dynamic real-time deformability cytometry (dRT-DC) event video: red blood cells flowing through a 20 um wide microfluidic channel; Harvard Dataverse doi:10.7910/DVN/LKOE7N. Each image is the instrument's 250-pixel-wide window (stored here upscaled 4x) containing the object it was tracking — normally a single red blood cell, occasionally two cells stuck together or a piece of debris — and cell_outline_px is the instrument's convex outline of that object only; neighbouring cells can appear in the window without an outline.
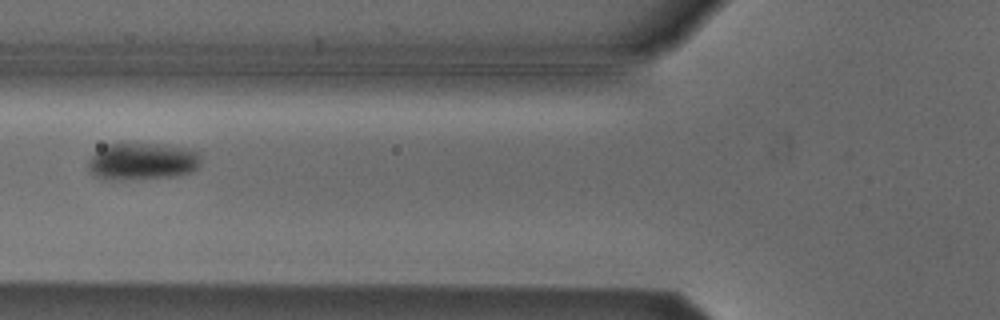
{"species": "Egyptian fruit bat (a non-hibernating species)", "species_latin": "Rousettus aegyptiacus", "temperature_condition": "cold", "stored_images_in_passage": 3, "camera_frame_rate_fps": 3000, "um_per_image_px": 0.085, "animal": {"sex": "male"}, "frame": {"image": 1, "passage_image": 3, "time_ms": 0.667, "image_size_px": [1000, 320], "cell_outline_px": [[200, 164], [192, 172], [176, 176], [100, 176], [92, 172], [88, 168], [88, 160], [100, 148], [108, 144], [120, 140], [160, 144], [184, 148], [196, 152], [200, 156]], "centroid_in_image_um": [12.12, 13.6], "position_along_channel_um": 113.7, "area_um2": 23.52}}